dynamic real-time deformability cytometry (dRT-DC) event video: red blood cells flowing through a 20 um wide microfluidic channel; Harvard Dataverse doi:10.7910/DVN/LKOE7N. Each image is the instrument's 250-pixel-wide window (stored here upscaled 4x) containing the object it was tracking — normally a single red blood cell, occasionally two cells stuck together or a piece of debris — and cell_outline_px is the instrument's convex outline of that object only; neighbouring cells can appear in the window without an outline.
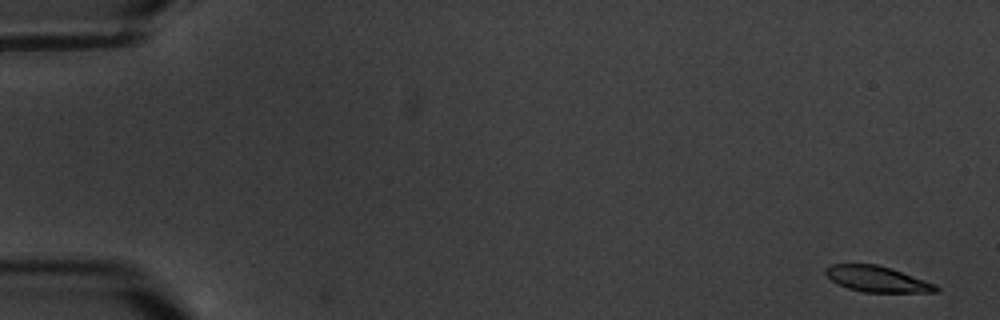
{"species": "common noctule bat (a hibernating species)", "species_latin": "Nyctalus noctula", "temperature_condition": "warm", "stored_images_in_passage": 6, "camera_frame_rate_fps": 3000, "um_per_image_px": 0.085, "animal": {"sex": "male", "body_mass_g": 20.1, "forearm_length_mm": 53.5}, "frame": {"image": 1, "passage_image": 1, "time_ms": 0.0, "image_size_px": [1000, 320], "cell_outline_px": [[940, 292], [864, 292], [848, 288], [832, 280], [824, 272], [824, 268], [832, 264], [876, 264], [892, 268], [936, 284], [940, 288]], "centroid_in_image_um": [74.59, 23.71], "position_along_channel_um": 10.4, "area_um2": 16.59}}
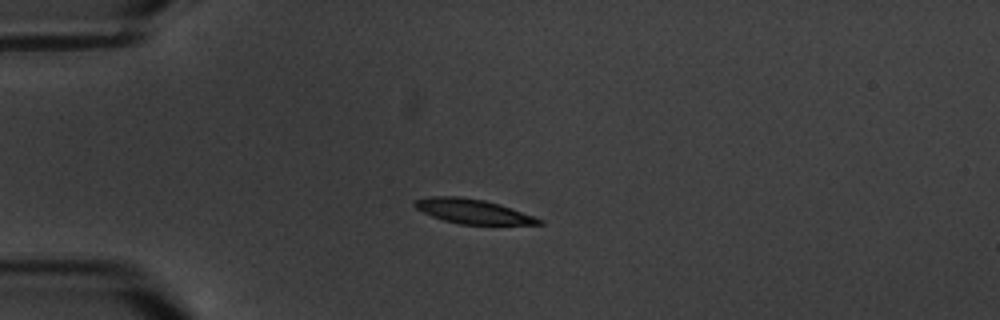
{"frame": {"image": 2, "passage_image": 5, "time_ms": 4.667, "image_size_px": [1000, 320], "cell_outline_px": [[544, 224], [460, 224], [444, 220], [432, 216], [416, 208], [412, 204], [416, 200], [428, 196], [460, 196], [484, 200], [500, 204], [544, 220]], "centroid_in_image_um": [40.18, 17.95], "position_along_channel_um": 44.8, "area_um2": 17.57}}